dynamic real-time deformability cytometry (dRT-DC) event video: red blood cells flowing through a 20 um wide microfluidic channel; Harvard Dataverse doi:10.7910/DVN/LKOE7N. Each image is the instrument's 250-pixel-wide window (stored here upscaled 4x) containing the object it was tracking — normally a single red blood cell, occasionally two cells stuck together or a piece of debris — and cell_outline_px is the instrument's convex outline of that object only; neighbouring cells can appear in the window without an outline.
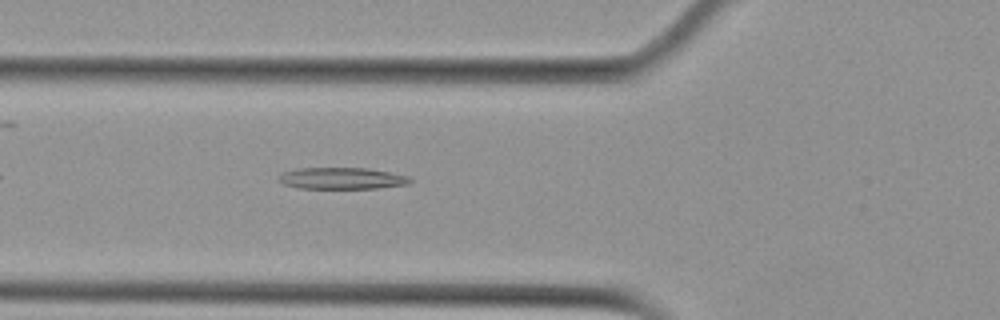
{"species": "Egyptian fruit bat (a non-hibernating species)", "species_latin": "Rousettus aegyptiacus", "temperature_condition": "cold", "stored_images_in_passage": 42, "camera_frame_rate_fps": 3000, "um_per_image_px": 0.085, "animal": {"sex": "female"}, "frame": {"image": 1, "passage_image": 7, "time_ms": 2.0, "image_size_px": [1000, 320], "cell_outline_px": [[412, 180], [408, 184], [380, 188], [296, 188], [284, 184], [276, 180], [276, 176], [280, 172], [296, 168], [368, 168], [408, 176]], "centroid_in_image_um": [28.96, 15.15], "position_along_channel_um": 96.8, "area_um2": 16.7}}
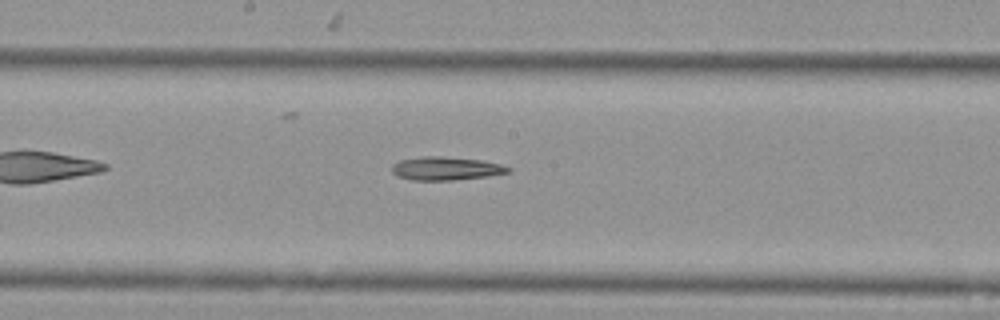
{"frame": {"image": 2, "passage_image": 16, "time_ms": 5.0, "image_size_px": [1000, 320], "cell_outline_px": [[512, 168], [508, 172], [484, 176], [456, 180], [412, 180], [400, 176], [392, 172], [392, 164], [400, 160], [420, 156], [440, 156], [484, 160], [500, 164]], "centroid_in_image_um": [37.88, 14.31], "position_along_channel_um": 210.3, "area_um2": 15.72}}
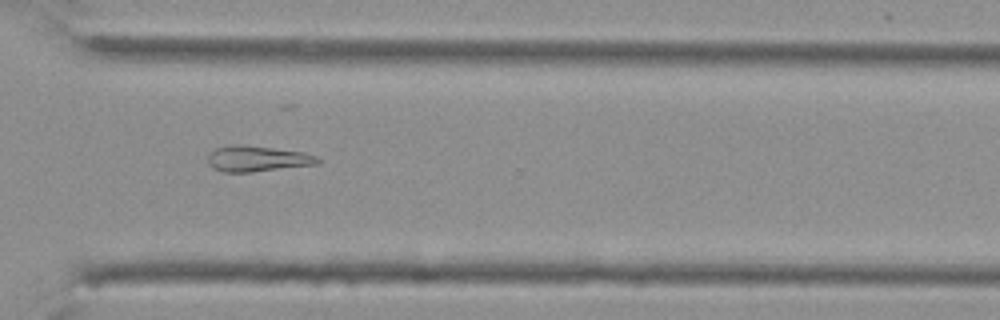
{"frame": {"image": 3, "passage_image": 27, "time_ms": 8.667, "image_size_px": [1000, 320], "cell_outline_px": [[320, 160], [316, 164], [252, 172], [224, 172], [212, 168], [208, 164], [208, 152], [216, 148], [228, 144], [236, 144], [272, 148], [304, 152], [316, 156]], "centroid_in_image_um": [21.8, 13.48], "position_along_channel_um": 348.8, "area_um2": 16.47}}